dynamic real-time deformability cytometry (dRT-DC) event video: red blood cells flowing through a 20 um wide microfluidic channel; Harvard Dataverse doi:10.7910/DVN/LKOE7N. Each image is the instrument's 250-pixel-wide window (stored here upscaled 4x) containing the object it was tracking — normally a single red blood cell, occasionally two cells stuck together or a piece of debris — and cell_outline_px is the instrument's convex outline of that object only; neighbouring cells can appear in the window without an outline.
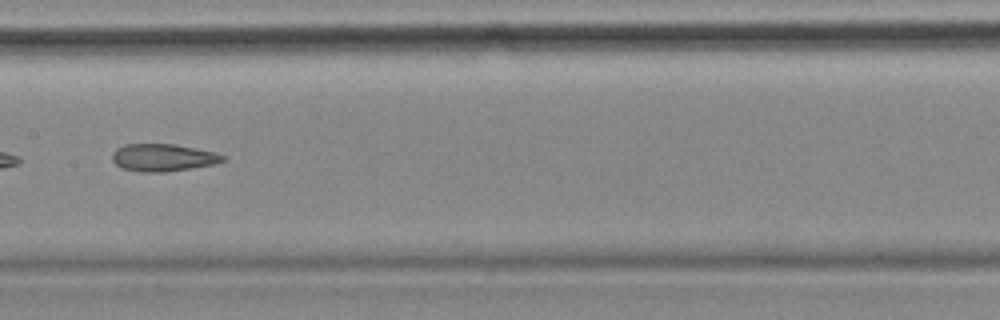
{"species": "common noctule bat (a hibernating species)", "species_latin": "Nyctalus noctula", "temperature_condition": "cold", "stored_images_in_passage": 38, "camera_frame_rate_fps": 3000, "um_per_image_px": 0.085, "animal": {"sex": "female", "body_mass_g": 18.4}, "frame": {"image": 1, "passage_image": 12, "time_ms": 3.667, "image_size_px": [1000, 320], "cell_outline_px": [[228, 160], [216, 164], [192, 168], [164, 172], [140, 172], [124, 168], [116, 164], [112, 160], [112, 152], [116, 148], [124, 144], [176, 144], [216, 152], [228, 156]], "centroid_in_image_um": [13.92, 13.39], "position_along_channel_um": 193.5, "area_um2": 17.98}, "authors_computed_cell_mechanics": {"area_um2": 18.2648, "velocity_mm_per_s": 3.5691, "shape_relaxation_time_tau1_ms": null, "shape_relaxation_time_tau2_ms": 4.5324, "deformation_change_tau1": null, "deformation_change_tau2": 0.1439}}